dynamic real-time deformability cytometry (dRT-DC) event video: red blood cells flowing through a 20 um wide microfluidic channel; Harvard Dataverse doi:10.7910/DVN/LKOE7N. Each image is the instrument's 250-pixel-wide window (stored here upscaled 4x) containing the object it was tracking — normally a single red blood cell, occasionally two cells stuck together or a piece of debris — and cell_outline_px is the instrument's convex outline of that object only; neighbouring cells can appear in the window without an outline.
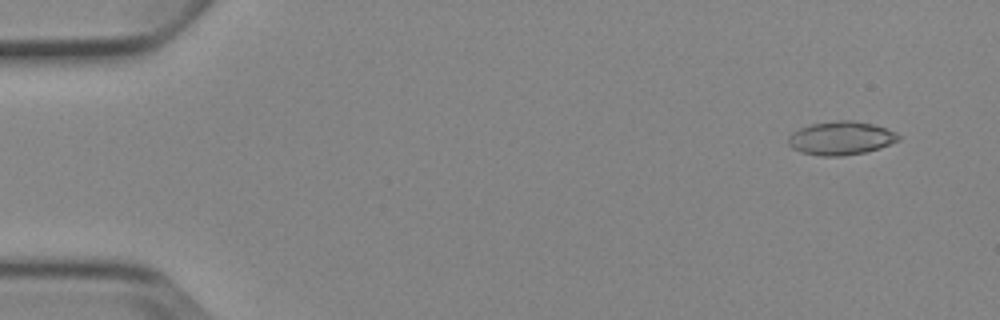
{"species": "Egyptian fruit bat (a non-hibernating species)", "species_latin": "Rousettus aegyptiacus", "temperature_condition": "cold", "stored_images_in_passage": 4, "camera_frame_rate_fps": 3000, "um_per_image_px": 0.085, "animal": {"sex": "female"}, "frame": {"image": 1, "passage_image": 1, "time_ms": 0.0, "image_size_px": [1000, 320], "cell_outline_px": [[900, 140], [880, 148], [864, 152], [840, 156], [820, 156], [800, 152], [792, 148], [788, 144], [788, 136], [792, 132], [800, 128], [812, 124], [836, 120], [852, 120], [872, 124], [896, 132], [900, 136]], "centroid_in_image_um": [71.46, 11.74], "position_along_channel_um": 13.5, "area_um2": 21.5}}
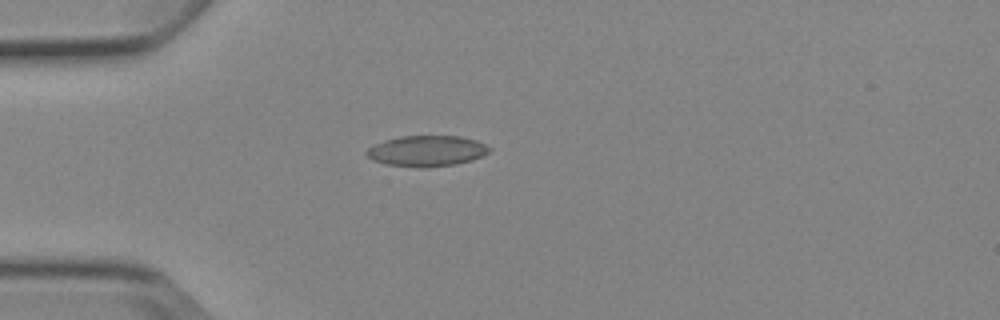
{"frame": {"image": 2, "passage_image": 4, "time_ms": 3.667, "image_size_px": [1000, 320], "cell_outline_px": [[492, 148], [488, 152], [472, 160], [456, 164], [428, 168], [420, 168], [388, 164], [372, 160], [364, 152], [372, 144], [384, 140], [400, 136], [460, 136], [476, 140]], "centroid_in_image_um": [36.25, 12.83], "position_along_channel_um": 48.8, "area_um2": 22.14}}